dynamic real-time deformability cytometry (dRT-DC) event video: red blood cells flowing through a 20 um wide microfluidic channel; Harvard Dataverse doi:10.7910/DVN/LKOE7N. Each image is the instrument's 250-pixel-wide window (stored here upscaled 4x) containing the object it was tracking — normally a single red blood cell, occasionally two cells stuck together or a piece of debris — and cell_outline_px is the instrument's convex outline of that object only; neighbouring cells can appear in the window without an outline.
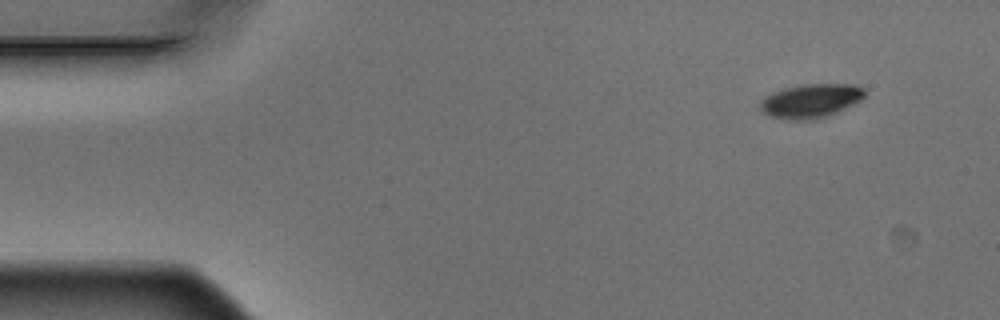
{"species": "Egyptian fruit bat (a non-hibernating species)", "species_latin": "Rousettus aegyptiacus", "temperature_condition": "warm", "stored_images_in_passage": 4, "segment_of_instrument_passage": [2, 2], "camera_frame_rate_fps": 3000, "um_per_image_px": 0.085, "animal": {"sex": "male"}, "frame": {"image": 1, "passage_image": 4, "time_ms": 1.0, "image_size_px": [1000, 320], "cell_outline_px": [[868, 92], [860, 100], [828, 116], [812, 120], [788, 120], [768, 116], [760, 108], [760, 104], [772, 92], [804, 84], [856, 84], [864, 88]], "centroid_in_image_um": [68.96, 8.58], "position_along_channel_um": 16.0, "area_um2": 20.52}}